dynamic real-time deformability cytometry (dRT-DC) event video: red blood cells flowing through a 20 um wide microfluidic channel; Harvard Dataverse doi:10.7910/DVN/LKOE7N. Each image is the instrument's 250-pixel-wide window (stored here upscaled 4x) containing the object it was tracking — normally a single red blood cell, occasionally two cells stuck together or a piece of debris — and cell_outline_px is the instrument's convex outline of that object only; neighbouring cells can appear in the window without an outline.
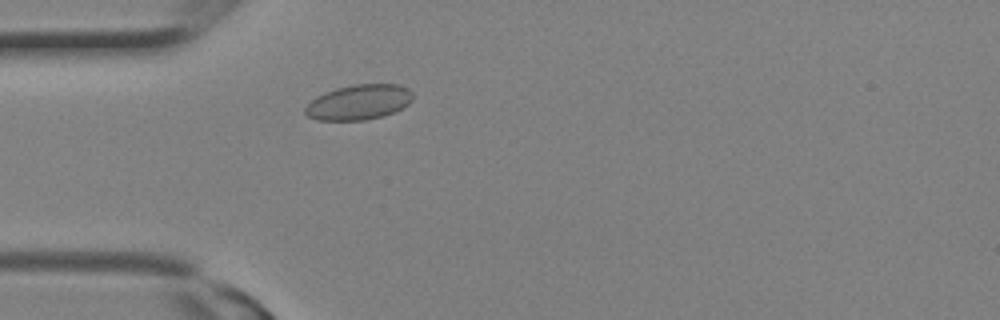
{"species": "Egyptian fruit bat (a non-hibernating species)", "species_latin": "Rousettus aegyptiacus", "temperature_condition": "room temperature", "stored_images_in_passage": 5, "camera_frame_rate_fps": 3000, "um_per_image_px": 0.085, "animal": {"sex": "female"}, "frame": {"image": 1, "passage_image": 1, "time_ms": 0.0, "image_size_px": [1000, 320], "cell_outline_px": [[412, 100], [408, 104], [384, 116], [364, 120], [316, 120], [308, 116], [304, 112], [304, 108], [316, 96], [324, 92], [336, 88], [356, 84], [400, 84], [408, 88], [412, 92]], "centroid_in_image_um": [30.49, 8.68], "position_along_channel_um": 54.5, "area_um2": 22.02}}
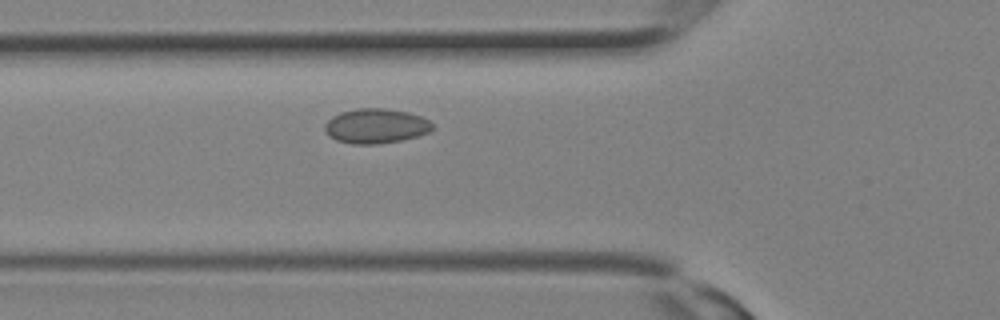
{"frame": {"image": 2, "passage_image": 3, "time_ms": 0.667, "image_size_px": [1000, 320], "cell_outline_px": [[432, 128], [428, 132], [404, 140], [376, 144], [352, 144], [336, 140], [328, 136], [324, 132], [324, 124], [332, 116], [340, 112], [356, 108], [384, 108], [408, 112], [420, 116], [428, 120], [432, 124]], "centroid_in_image_um": [31.89, 10.71], "position_along_channel_um": 93.9, "area_um2": 21.91}}
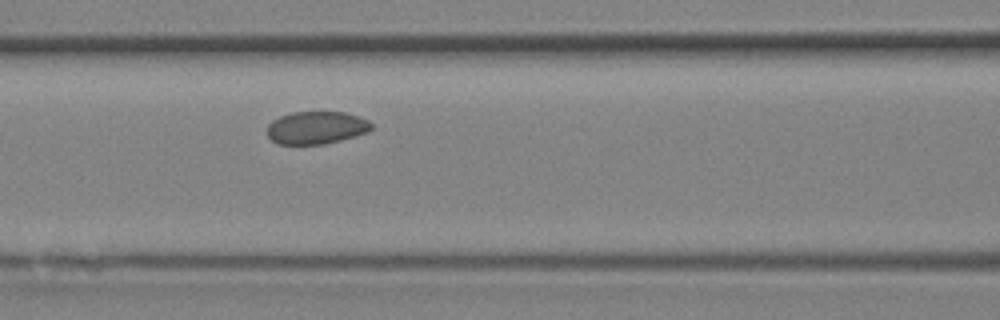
{"frame": {"image": 3, "passage_image": 5, "time_ms": 1.333, "image_size_px": [1000, 320], "cell_outline_px": [[372, 128], [368, 132], [356, 136], [324, 144], [276, 144], [268, 136], [268, 124], [272, 120], [280, 116], [292, 112], [344, 112], [360, 116], [368, 120], [372, 124]], "centroid_in_image_um": [26.9, 10.85], "position_along_channel_um": 139.7, "area_um2": 19.94}}